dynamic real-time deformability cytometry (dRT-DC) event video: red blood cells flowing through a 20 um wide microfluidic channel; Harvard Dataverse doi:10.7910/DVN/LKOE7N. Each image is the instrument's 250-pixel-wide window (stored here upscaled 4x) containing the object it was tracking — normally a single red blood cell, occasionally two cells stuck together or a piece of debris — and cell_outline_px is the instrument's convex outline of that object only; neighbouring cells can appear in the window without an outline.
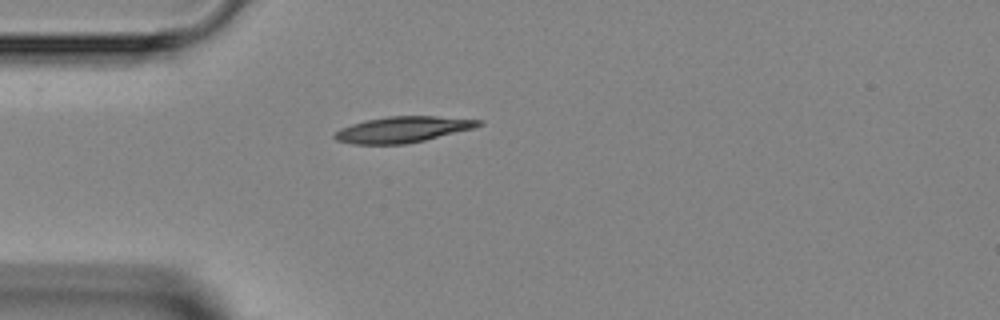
{"species": "Egyptian fruit bat (a non-hibernating species)", "species_latin": "Rousettus aegyptiacus", "temperature_condition": "room temperature", "stored_images_in_passage": 4, "camera_frame_rate_fps": 3000, "um_per_image_px": 0.085, "animal": {"sex": "female"}, "frame": {"image": 1, "passage_image": 4, "time_ms": 3.333, "image_size_px": [1000, 320], "cell_outline_px": [[484, 124], [476, 128], [424, 140], [404, 144], [352, 144], [336, 140], [332, 136], [340, 128], [364, 120], [388, 116], [436, 116], [484, 120]], "centroid_in_image_um": [34.26, 11.0], "position_along_channel_um": 50.7, "area_um2": 21.91}}